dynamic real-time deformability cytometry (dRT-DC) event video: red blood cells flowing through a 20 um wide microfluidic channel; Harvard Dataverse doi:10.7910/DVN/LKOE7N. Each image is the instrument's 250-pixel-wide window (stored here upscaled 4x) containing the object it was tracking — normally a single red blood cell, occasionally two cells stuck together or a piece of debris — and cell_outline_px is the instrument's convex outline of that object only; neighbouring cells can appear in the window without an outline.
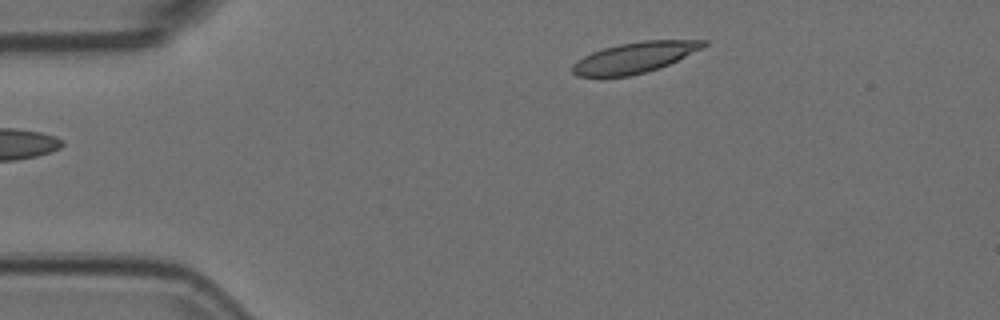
{"species": "Egyptian fruit bat (a non-hibernating species)", "species_latin": "Rousettus aegyptiacus", "temperature_condition": "room temperature", "stored_images_in_passage": 45, "camera_frame_rate_fps": 3000, "um_per_image_px": 0.085, "animal": {"sex": "female"}, "frame": {"image": 1, "passage_image": 1, "time_ms": 0.0, "image_size_px": [1000, 320], "cell_outline_px": [[708, 44], [704, 48], [660, 68], [628, 76], [576, 76], [572, 72], [572, 64], [584, 56], [592, 52], [604, 48], [620, 44], [644, 40], [708, 40]], "centroid_in_image_um": [53.98, 4.88], "position_along_channel_um": 31.0, "area_um2": 23.35}}
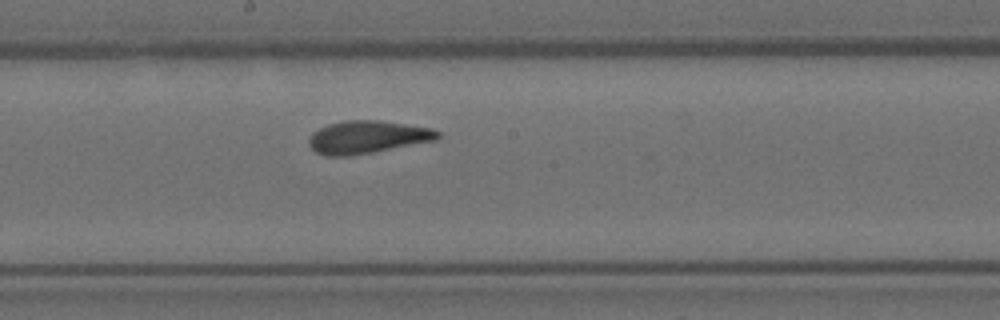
{"frame": {"image": 2, "passage_image": 20, "time_ms": 6.333, "image_size_px": [1000, 320], "cell_outline_px": [[440, 140], [352, 156], [324, 156], [316, 152], [308, 144], [308, 136], [312, 132], [328, 124], [344, 120], [380, 120], [432, 128], [440, 132]], "centroid_in_image_um": [31.24, 11.66], "position_along_channel_um": 217.0, "area_um2": 25.03}}
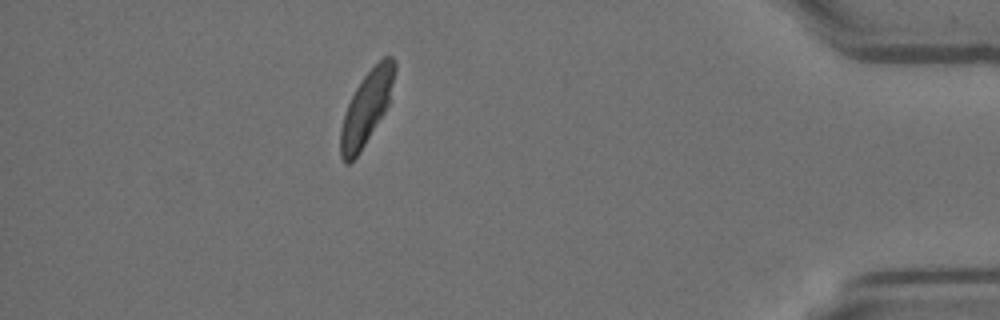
{"frame": {"image": 3, "passage_image": 39, "time_ms": 12.667, "image_size_px": [1000, 320], "cell_outline_px": [[396, 68], [388, 104], [384, 112], [364, 144], [356, 156], [348, 164], [344, 164], [340, 156], [340, 128], [348, 104], [356, 88], [364, 76], [384, 56], [392, 56], [396, 60]], "centroid_in_image_um": [31.14, 9.16], "position_along_channel_um": 404.1, "area_um2": 22.43}, "authors_computed_cell_mechanics": {"area_um2": 24.3338, "velocity_mm_per_s": 3.7214, "shape_relaxation_time_tau1_ms": 4.1536, "shape_relaxation_time_tau2_ms": 1.4732, "deformation_change_tau1": 0.1576, "deformation_change_tau2": 0.0497}}